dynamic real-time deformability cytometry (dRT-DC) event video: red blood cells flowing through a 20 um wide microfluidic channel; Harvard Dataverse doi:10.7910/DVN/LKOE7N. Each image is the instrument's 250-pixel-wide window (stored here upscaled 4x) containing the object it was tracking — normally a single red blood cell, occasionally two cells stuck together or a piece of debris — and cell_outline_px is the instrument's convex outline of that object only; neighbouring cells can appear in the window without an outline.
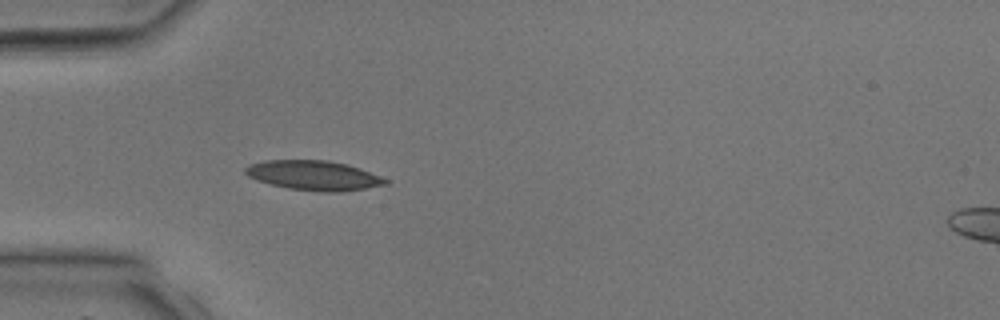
{"species": "common noctule bat (a hibernating species)", "species_latin": "Nyctalus noctula", "temperature_condition": "room temperature", "stored_images_in_passage": 3, "camera_frame_rate_fps": 3000, "um_per_image_px": 0.085, "animal": {"sex": "male", "body_mass_g": 17.9, "forearm_length_mm": 54.2}, "frame": {"image": 1, "passage_image": 2, "time_ms": 2.0, "image_size_px": [1000, 320], "cell_outline_px": [[388, 184], [340, 192], [324, 192], [288, 188], [256, 180], [248, 176], [244, 172], [244, 168], [252, 164], [264, 160], [328, 160], [348, 164], [360, 168], [380, 176], [388, 180]], "centroid_in_image_um": [26.67, 14.9], "position_along_channel_um": 58.3, "area_um2": 24.1}}